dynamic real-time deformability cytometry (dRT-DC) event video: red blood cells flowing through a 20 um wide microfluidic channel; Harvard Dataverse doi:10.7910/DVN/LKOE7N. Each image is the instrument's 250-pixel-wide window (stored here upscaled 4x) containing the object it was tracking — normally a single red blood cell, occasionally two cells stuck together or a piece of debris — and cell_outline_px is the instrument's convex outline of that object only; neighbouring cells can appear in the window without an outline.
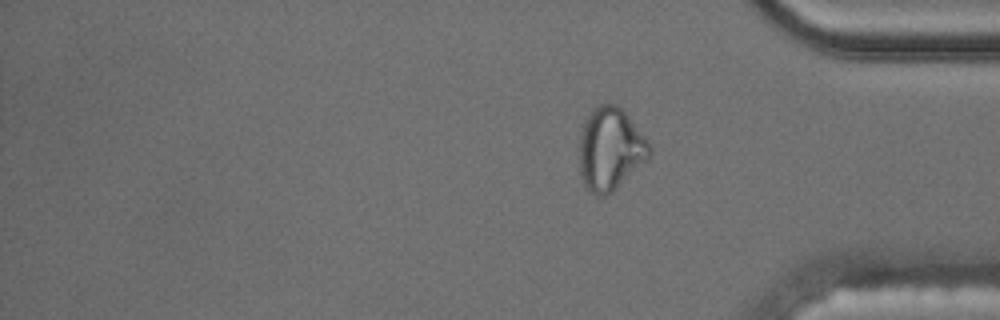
{"species": "common noctule bat (a hibernating species)", "species_latin": "Nyctalus noctula", "temperature_condition": "cold", "stored_images_in_passage": 16, "camera_frame_rate_fps": 3000, "um_per_image_px": 0.085, "animal": {"sex": "male", "body_mass_g": 17.5, "forearm_length_mm": 52.3}, "frame": {"image": 1, "passage_image": 16, "time_ms": 5.0, "image_size_px": [1000, 320], "cell_outline_px": [[652, 152], [612, 192], [604, 196], [600, 196], [592, 192], [584, 184], [580, 176], [580, 132], [592, 108], [600, 104], [616, 104], [628, 116], [648, 140], [652, 148]], "centroid_in_image_um": [51.86, 12.64], "position_along_channel_um": 383.3, "area_um2": 33.12}}